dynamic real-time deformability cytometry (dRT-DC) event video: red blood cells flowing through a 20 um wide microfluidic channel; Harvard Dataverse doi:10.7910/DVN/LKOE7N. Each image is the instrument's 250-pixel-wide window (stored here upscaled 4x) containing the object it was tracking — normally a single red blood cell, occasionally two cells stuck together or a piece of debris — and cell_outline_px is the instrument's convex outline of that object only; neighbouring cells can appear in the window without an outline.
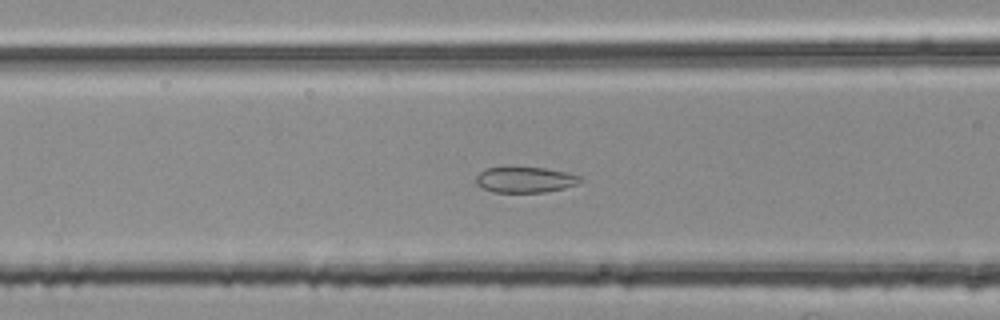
{"species": "common noctule bat (a hibernating species)", "species_latin": "Nyctalus noctula", "temperature_condition": "room temperature", "stored_images_in_passage": 46, "segment_of_instrument_passage": [2, 2], "camera_frame_rate_fps": 3000, "um_per_image_px": 0.085, "animal": {"sex": "female", "body_mass_g": 25.1}, "frame": {"image": 1, "passage_image": 14, "time_ms": 4.333, "image_size_px": [1000, 320], "cell_outline_px": [[584, 180], [576, 184], [564, 188], [544, 192], [492, 192], [476, 184], [476, 176], [484, 168], [544, 168], [564, 172], [580, 176]], "centroid_in_image_um": [44.63, 15.29], "position_along_channel_um": 122.0, "area_um2": 15.37}}
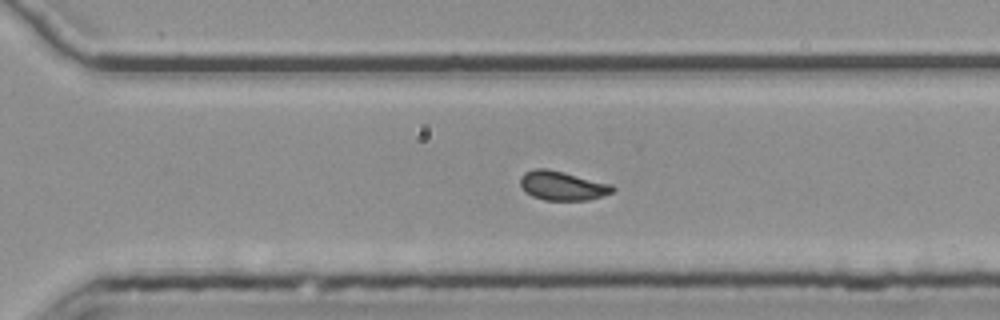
{"frame": {"image": 2, "passage_image": 30, "time_ms": 9.667, "image_size_px": [1000, 320], "cell_outline_px": [[616, 192], [604, 196], [588, 200], [544, 200], [532, 196], [520, 184], [520, 176], [524, 172], [536, 168], [548, 168], [612, 184], [616, 188]], "centroid_in_image_um": [47.86, 15.78], "position_along_channel_um": 322.7, "area_um2": 15.84}}
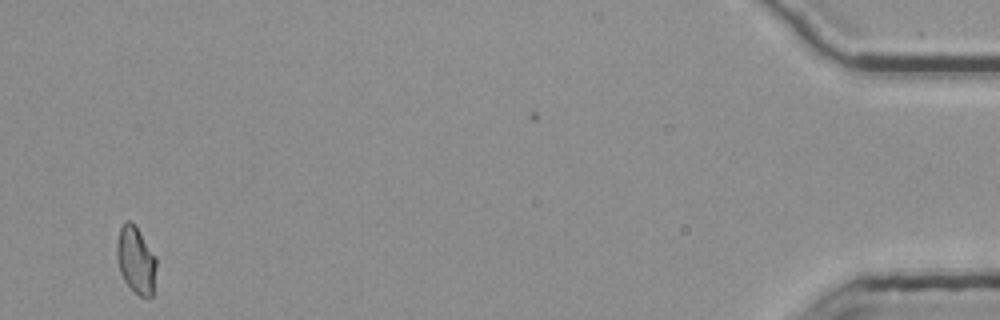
{"frame": {"image": 3, "passage_image": 45, "time_ms": 14.667, "image_size_px": [1000, 320], "cell_outline_px": [[156, 268], [152, 296], [140, 296], [124, 280], [120, 272], [116, 256], [116, 244], [120, 228], [128, 220], [136, 224], [156, 256]], "centroid_in_image_um": [11.55, 22.06], "position_along_channel_um": 423.6, "area_um2": 15.43}}